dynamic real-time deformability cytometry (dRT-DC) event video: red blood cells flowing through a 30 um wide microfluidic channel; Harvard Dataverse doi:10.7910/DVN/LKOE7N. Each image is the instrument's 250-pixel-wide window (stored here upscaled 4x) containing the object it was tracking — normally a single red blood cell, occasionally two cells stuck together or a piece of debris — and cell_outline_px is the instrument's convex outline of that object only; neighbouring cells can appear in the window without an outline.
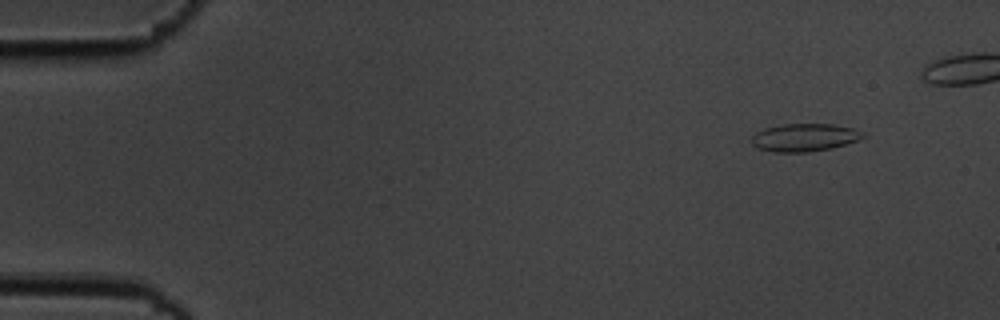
{"species": "common noctule bat (a hibernating species)", "species_latin": "Nyctalus noctula", "temperature_condition": "cold", "stored_images_in_passage": 6, "camera_frame_rate_fps": 3000, "um_per_image_px": 0.085, "animal": {"sex": "male", "body_mass_g": 19.5, "forearm_length_mm": 54.6}, "frame": {"image": 1, "passage_image": 2, "time_ms": 0.333, "image_size_px": [1000, 320], "cell_outline_px": [[864, 136], [856, 140], [832, 148], [808, 152], [772, 152], [756, 148], [752, 144], [752, 136], [756, 132], [764, 128], [784, 124], [832, 124], [852, 128], [864, 132]], "centroid_in_image_um": [68.33, 11.69], "position_along_channel_um": 16.7, "area_um2": 17.98}}